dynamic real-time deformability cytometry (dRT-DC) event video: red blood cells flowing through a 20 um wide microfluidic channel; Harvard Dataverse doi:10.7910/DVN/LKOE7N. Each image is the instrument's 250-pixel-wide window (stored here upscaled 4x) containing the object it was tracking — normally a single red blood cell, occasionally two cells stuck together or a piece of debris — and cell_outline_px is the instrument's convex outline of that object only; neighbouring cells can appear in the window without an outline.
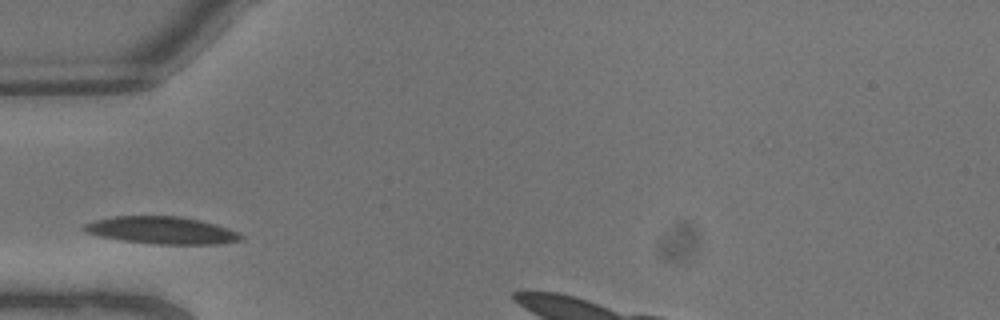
{"species": "common noctule bat (a hibernating species)", "species_latin": "Nyctalus noctula", "temperature_condition": "warm", "stored_images_in_passage": 3, "camera_frame_rate_fps": 3000, "um_per_image_px": 0.085, "animal": {"sex": "male", "body_mass_g": 13.3}, "frame": {"image": 1, "passage_image": 1, "time_ms": 0.0, "image_size_px": [1000, 320], "cell_outline_px": [[244, 240], [220, 244], [156, 244], [120, 240], [100, 236], [88, 232], [80, 228], [84, 224], [96, 220], [116, 216], [180, 216], [200, 220], [216, 224], [240, 232], [244, 236]], "centroid_in_image_um": [13.82, 19.58], "position_along_channel_um": 71.2, "area_um2": 25.09}}
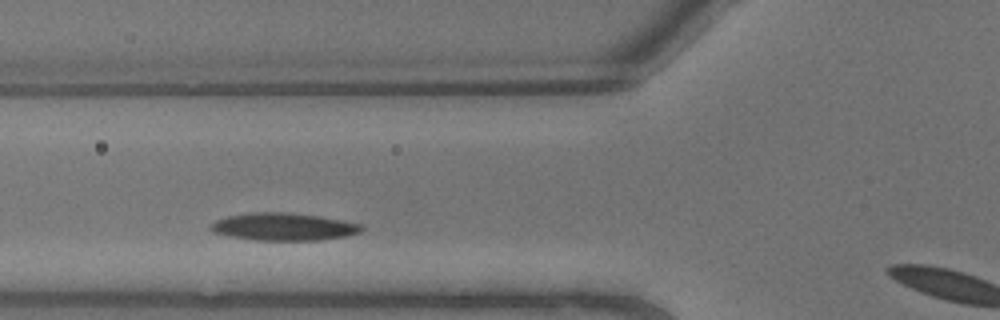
{"frame": {"image": 2, "passage_image": 2, "time_ms": 0.333, "image_size_px": [1000, 320], "cell_outline_px": [[364, 228], [360, 232], [344, 236], [320, 240], [252, 240], [212, 232], [208, 228], [216, 220], [228, 216], [252, 212], [288, 212], [316, 216], [364, 224]], "centroid_in_image_um": [24.1, 19.27], "position_along_channel_um": 101.7, "area_um2": 24.04}}
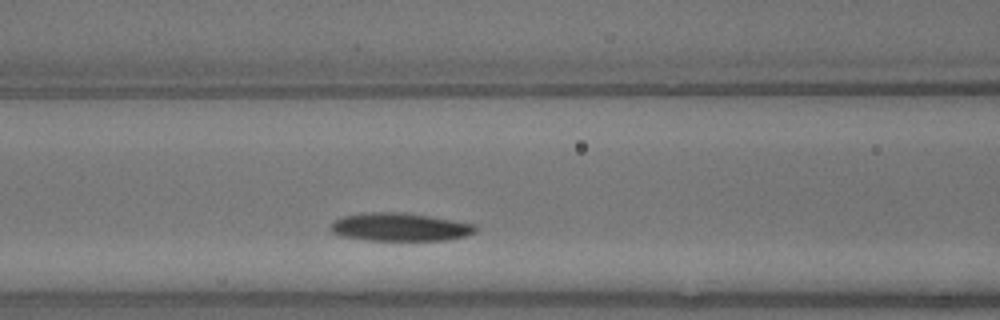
{"frame": {"image": 3, "passage_image": 3, "time_ms": 0.667, "image_size_px": [1000, 320], "cell_outline_px": [[476, 232], [464, 236], [448, 240], [364, 240], [340, 236], [332, 232], [328, 228], [336, 220], [344, 216], [368, 212], [400, 212], [428, 216], [476, 224]], "centroid_in_image_um": [33.97, 19.3], "position_along_channel_um": 132.6, "area_um2": 23.64}}